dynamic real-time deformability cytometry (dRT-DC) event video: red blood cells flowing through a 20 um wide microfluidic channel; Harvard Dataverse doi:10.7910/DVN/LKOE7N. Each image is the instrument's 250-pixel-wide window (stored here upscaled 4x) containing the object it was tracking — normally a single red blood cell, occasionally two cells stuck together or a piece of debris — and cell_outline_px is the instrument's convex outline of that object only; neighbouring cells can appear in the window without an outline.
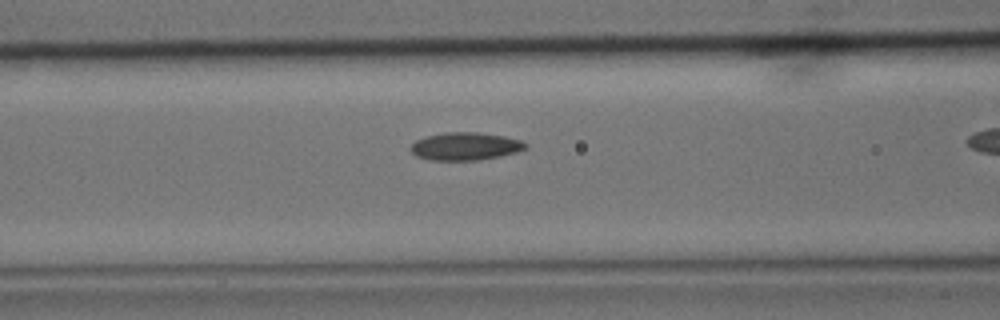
{"species": "common noctule bat (a hibernating species)", "species_latin": "Nyctalus noctula", "temperature_condition": "cold", "stored_images_in_passage": 25, "camera_frame_rate_fps": 3000, "um_per_image_px": 0.085, "animal": {"sex": "male", "body_mass_g": 15.6}, "frame": {"image": 1, "passage_image": 4, "time_ms": 1.0, "image_size_px": [1000, 320], "cell_outline_px": [[528, 148], [516, 152], [500, 156], [480, 160], [428, 160], [416, 156], [408, 148], [416, 140], [428, 136], [444, 132], [480, 132], [504, 136], [520, 140], [528, 144]], "centroid_in_image_um": [39.55, 12.43], "position_along_channel_um": 127.0, "area_um2": 18.73}}